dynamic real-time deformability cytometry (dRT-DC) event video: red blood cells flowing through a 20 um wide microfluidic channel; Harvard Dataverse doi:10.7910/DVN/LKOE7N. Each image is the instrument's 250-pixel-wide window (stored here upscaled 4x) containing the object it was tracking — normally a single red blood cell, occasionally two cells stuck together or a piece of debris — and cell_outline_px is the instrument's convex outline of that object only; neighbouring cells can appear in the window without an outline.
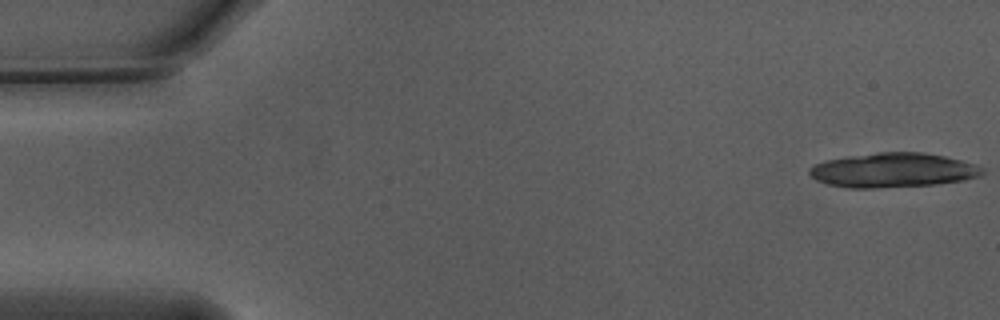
{"species": "Egyptian fruit bat (a non-hibernating species)", "species_latin": "Rousettus aegyptiacus", "temperature_condition": "warm", "stored_images_in_passage": 22, "camera_frame_rate_fps": 3000, "um_per_image_px": 0.085, "animal": {"sex": "male"}, "frame": {"image": 1, "passage_image": 1, "time_ms": 0.0, "image_size_px": [1000, 320], "cell_outline_px": [[984, 172], [980, 176], [964, 180], [936, 184], [876, 188], [848, 188], [828, 184], [816, 180], [808, 172], [816, 164], [828, 160], [848, 156], [880, 152], [924, 152], [944, 156], [960, 160], [984, 168]], "centroid_in_image_um": [75.93, 14.47], "position_along_channel_um": 9.1, "area_um2": 34.45}}